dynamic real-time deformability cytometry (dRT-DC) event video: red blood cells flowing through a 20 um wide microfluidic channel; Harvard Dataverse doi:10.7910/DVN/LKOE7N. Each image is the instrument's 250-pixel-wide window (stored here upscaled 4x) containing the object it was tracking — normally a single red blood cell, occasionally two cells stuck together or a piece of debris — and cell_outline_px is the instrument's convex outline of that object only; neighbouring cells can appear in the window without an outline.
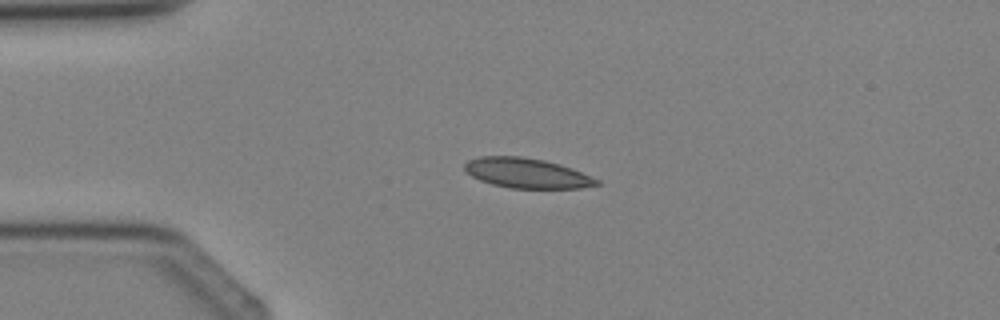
{"species": "Egyptian fruit bat (a non-hibernating species)", "species_latin": "Rousettus aegyptiacus", "temperature_condition": "cold", "stored_images_in_passage": 3, "camera_frame_rate_fps": 3000, "um_per_image_px": 0.085, "animal": {"sex": "female"}, "frame": {"image": 1, "passage_image": 1, "time_ms": 0.0, "image_size_px": [1000, 320], "cell_outline_px": [[600, 184], [580, 188], [512, 188], [492, 184], [480, 180], [464, 172], [464, 164], [468, 160], [480, 156], [520, 156], [544, 160], [560, 164], [572, 168], [600, 180]], "centroid_in_image_um": [44.76, 14.71], "position_along_channel_um": 40.2, "area_um2": 23.06}}
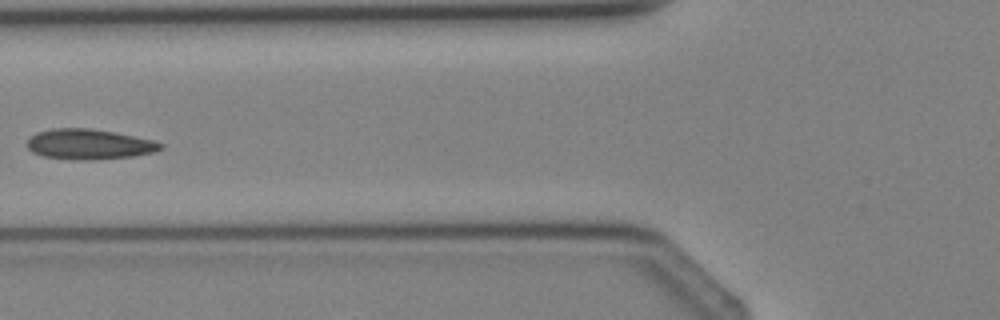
{"frame": {"image": 2, "passage_image": 3, "time_ms": 2.0, "image_size_px": [1000, 320], "cell_outline_px": [[164, 148], [152, 152], [132, 156], [92, 160], [76, 160], [44, 156], [32, 152], [24, 144], [28, 136], [36, 132], [52, 128], [88, 128], [112, 132], [152, 140], [164, 144]], "centroid_in_image_um": [7.49, 12.26], "position_along_channel_um": 118.3, "area_um2": 23.58}}